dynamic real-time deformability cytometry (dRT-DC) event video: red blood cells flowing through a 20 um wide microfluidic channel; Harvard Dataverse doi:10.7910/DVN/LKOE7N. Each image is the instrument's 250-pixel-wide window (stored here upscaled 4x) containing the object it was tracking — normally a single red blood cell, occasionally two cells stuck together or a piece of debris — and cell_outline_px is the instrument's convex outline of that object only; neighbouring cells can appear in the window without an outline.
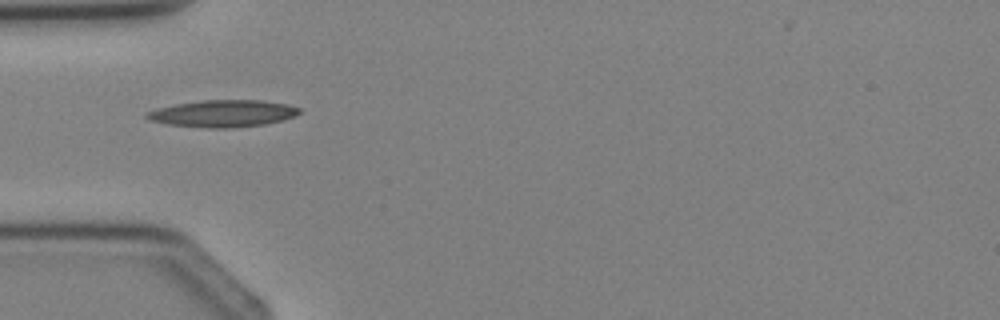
{"species": "Egyptian fruit bat (a non-hibernating species)", "species_latin": "Rousettus aegyptiacus", "temperature_condition": "cold", "stored_images_in_passage": 3, "camera_frame_rate_fps": 3000, "um_per_image_px": 0.085, "animal": {"sex": "female"}, "frame": {"image": 1, "passage_image": 3, "time_ms": 3.333, "image_size_px": [1000, 320], "cell_outline_px": [[300, 112], [284, 120], [264, 124], [232, 128], [208, 128], [168, 124], [148, 120], [144, 116], [144, 112], [176, 104], [204, 100], [260, 100], [288, 104], [300, 108]], "centroid_in_image_um": [18.93, 9.65], "position_along_channel_um": 66.1, "area_um2": 23.93}}